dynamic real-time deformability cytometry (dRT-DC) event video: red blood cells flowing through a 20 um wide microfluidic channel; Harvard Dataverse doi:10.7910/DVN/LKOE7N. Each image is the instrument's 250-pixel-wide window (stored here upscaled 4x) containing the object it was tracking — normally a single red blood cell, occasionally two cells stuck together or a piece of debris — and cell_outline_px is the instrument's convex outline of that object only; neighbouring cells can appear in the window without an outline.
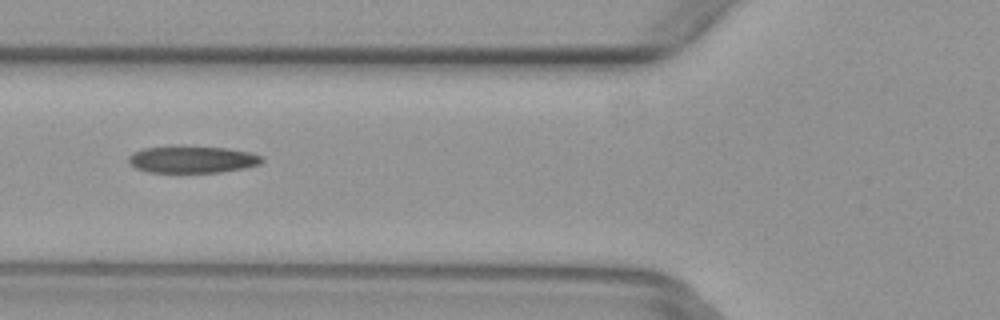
{"species": "common noctule bat (a hibernating species)", "species_latin": "Nyctalus noctula", "temperature_condition": "warm", "stored_images_in_passage": 2, "camera_frame_rate_fps": 3000, "um_per_image_px": 0.085, "animal": {"sex": "female", "body_mass_g": 29.2, "forearm_length_mm": 56.3}, "frame": {"image": 1, "passage_image": 2, "time_ms": 0.333, "image_size_px": [1000, 320], "cell_outline_px": [[264, 160], [260, 164], [244, 168], [220, 172], [148, 172], [136, 168], [128, 164], [128, 156], [132, 152], [144, 148], [172, 144], [228, 148], [248, 152], [264, 156]], "centroid_in_image_um": [16.3, 13.52], "position_along_channel_um": 109.5, "area_um2": 21.62}}